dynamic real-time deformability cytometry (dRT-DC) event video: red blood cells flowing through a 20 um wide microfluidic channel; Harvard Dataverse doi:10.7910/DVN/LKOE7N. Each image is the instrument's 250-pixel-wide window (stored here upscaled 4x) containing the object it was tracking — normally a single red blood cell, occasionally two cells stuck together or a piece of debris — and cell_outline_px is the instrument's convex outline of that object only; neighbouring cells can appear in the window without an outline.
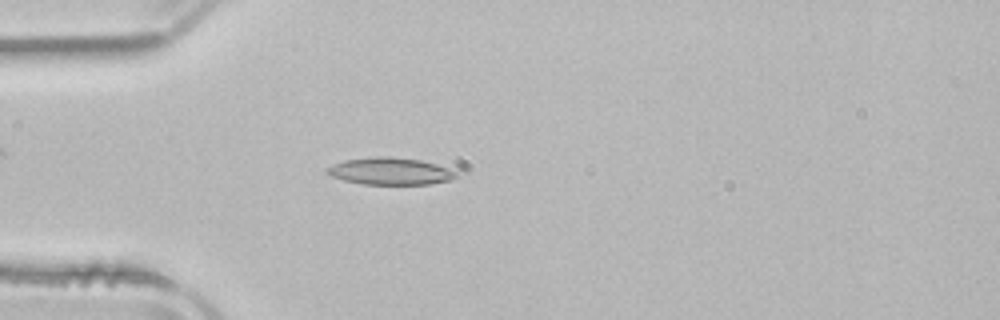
{"species": "common noctule bat (a hibernating species)", "species_latin": "Nyctalus noctula", "temperature_condition": "room temperature", "stored_images_in_passage": 44, "camera_frame_rate_fps": 3000, "um_per_image_px": 0.085, "animal": {"sex": "male", "body_mass_g": 21.5, "forearm_length_mm": 52.0}, "frame": {"image": 1, "passage_image": 6, "time_ms": 1.667, "image_size_px": [1000, 320], "cell_outline_px": [[464, 172], [452, 180], [428, 184], [360, 184], [344, 180], [332, 176], [328, 172], [328, 168], [332, 164], [344, 160], [376, 156], [388, 156], [420, 160], [460, 168]], "centroid_in_image_um": [33.36, 14.54], "position_along_channel_um": 51.6, "area_um2": 20.98}}
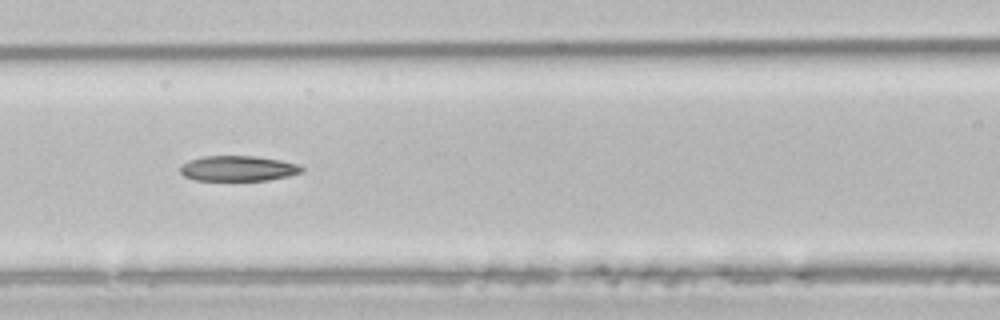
{"frame": {"image": 2, "passage_image": 14, "time_ms": 4.333, "image_size_px": [1000, 320], "cell_outline_px": [[304, 172], [288, 176], [268, 180], [196, 180], [184, 176], [180, 172], [180, 164], [204, 156], [252, 156], [280, 160], [296, 164], [304, 168]], "centroid_in_image_um": [20.24, 14.32], "position_along_channel_um": 146.4, "area_um2": 17.8}}
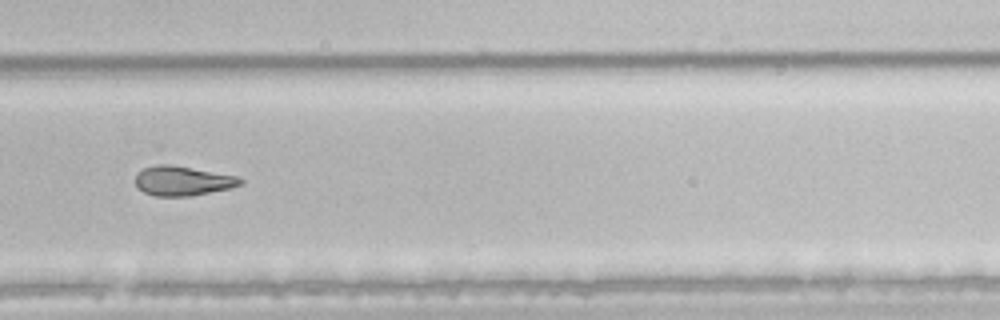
{"frame": {"image": 3, "passage_image": 27, "time_ms": 8.667, "image_size_px": [1000, 320], "cell_outline_px": [[244, 184], [232, 188], [188, 196], [156, 196], [144, 192], [136, 188], [136, 172], [144, 168], [156, 164], [172, 164], [236, 176], [244, 180]], "centroid_in_image_um": [15.51, 15.37], "position_along_channel_um": 314.3, "area_um2": 18.21}, "authors_computed_cell_mechanics": {"area_um2": 19.074, "velocity_mm_per_s": 3.8925, "shape_relaxation_time_tau1_ms": null, "shape_relaxation_time_tau2_ms": 6.5054, "deformation_change_tau1": null, "deformation_change_tau2": 0.1605}}